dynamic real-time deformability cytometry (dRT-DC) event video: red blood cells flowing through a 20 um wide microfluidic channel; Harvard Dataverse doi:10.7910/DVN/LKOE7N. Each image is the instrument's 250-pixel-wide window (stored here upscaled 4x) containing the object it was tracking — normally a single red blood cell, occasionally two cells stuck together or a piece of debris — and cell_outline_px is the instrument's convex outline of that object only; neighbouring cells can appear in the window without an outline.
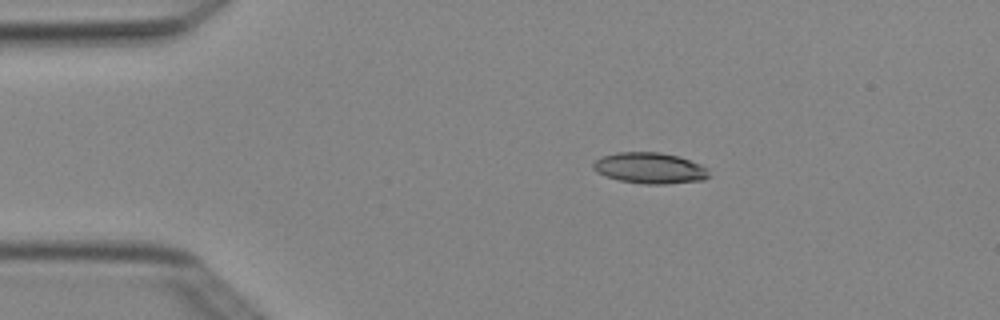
{"species": "Egyptian fruit bat (a non-hibernating species)", "species_latin": "Rousettus aegyptiacus", "temperature_condition": "cold", "stored_images_in_passage": 5, "camera_frame_rate_fps": 3000, "um_per_image_px": 0.085, "animal": {"sex": "female"}, "frame": {"image": 1, "passage_image": 2, "time_ms": 0.333, "image_size_px": [1000, 320], "cell_outline_px": [[712, 176], [704, 180], [664, 184], [644, 184], [620, 180], [604, 176], [596, 172], [592, 168], [592, 164], [596, 160], [604, 156], [616, 152], [660, 152], [680, 156], [700, 164], [708, 168]], "centroid_in_image_um": [55.27, 14.29], "position_along_channel_um": 29.7, "area_um2": 21.15}}
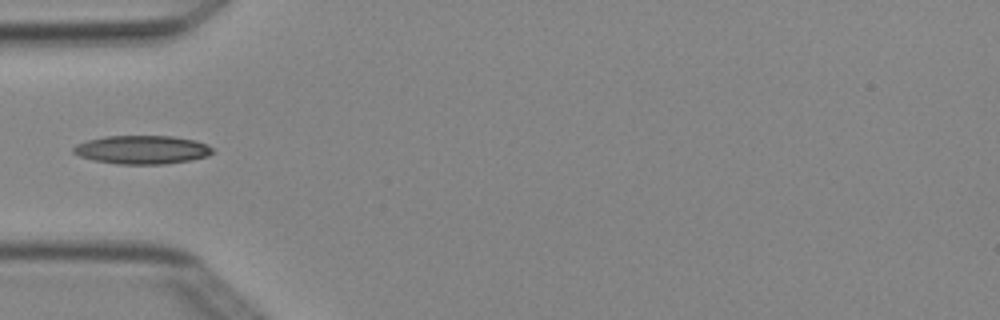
{"frame": {"image": 2, "passage_image": 4, "time_ms": 1.0, "image_size_px": [1000, 320], "cell_outline_px": [[212, 152], [208, 156], [192, 160], [164, 164], [116, 164], [92, 160], [80, 156], [72, 152], [72, 148], [76, 144], [88, 140], [104, 136], [172, 136], [192, 140], [208, 144], [212, 148]], "centroid_in_image_um": [12.05, 12.73], "position_along_channel_um": 72.9, "area_um2": 23.18}}
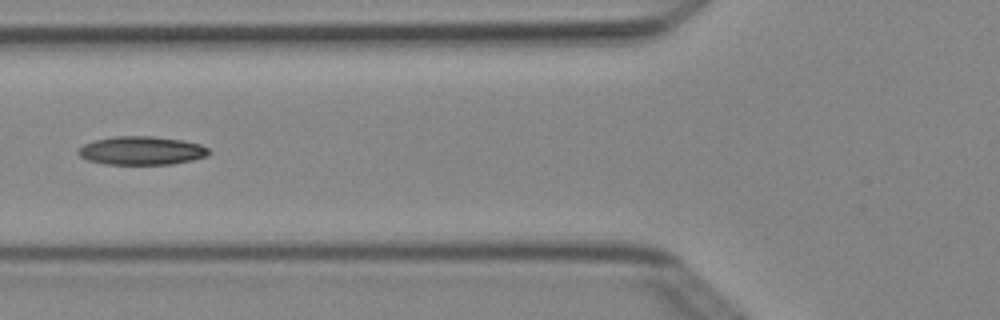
{"frame": {"image": 3, "passage_image": 5, "time_ms": 1.333, "image_size_px": [1000, 320], "cell_outline_px": [[212, 152], [208, 156], [192, 160], [172, 164], [104, 164], [88, 160], [80, 156], [76, 152], [76, 148], [84, 144], [96, 140], [112, 136], [152, 136], [184, 140], [200, 144], [208, 148]], "centroid_in_image_um": [12.04, 12.8], "position_along_channel_um": 113.8, "area_um2": 21.91}}